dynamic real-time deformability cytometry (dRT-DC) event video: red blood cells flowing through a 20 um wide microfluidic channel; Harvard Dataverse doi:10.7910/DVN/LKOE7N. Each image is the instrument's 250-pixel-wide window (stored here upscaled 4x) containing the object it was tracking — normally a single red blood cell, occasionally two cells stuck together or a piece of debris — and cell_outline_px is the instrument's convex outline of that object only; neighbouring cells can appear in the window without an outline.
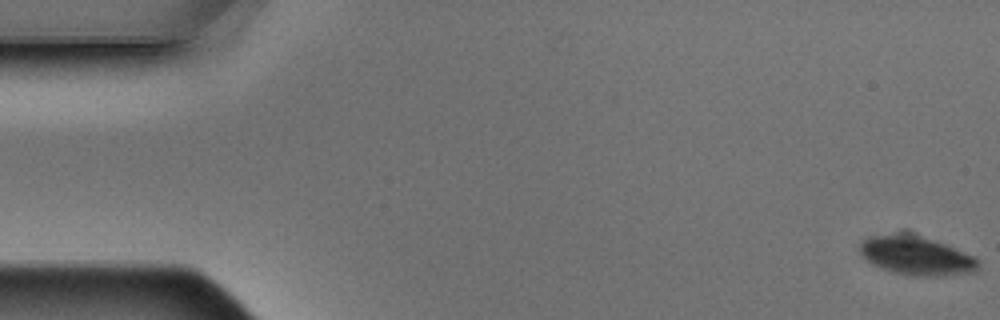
{"species": "Egyptian fruit bat (a non-hibernating species)", "species_latin": "Rousettus aegyptiacus", "temperature_condition": "warm", "stored_images_in_passage": 5, "camera_frame_rate_fps": 3000, "um_per_image_px": 0.085, "animal": {"sex": "male"}, "frame": {"image": 1, "passage_image": 1, "time_ms": 0.0, "image_size_px": [1000, 320], "cell_outline_px": [[976, 272], [944, 276], [916, 276], [892, 272], [868, 260], [860, 252], [860, 244], [868, 236], [920, 236], [944, 244], [972, 256], [976, 260]], "centroid_in_image_um": [77.91, 21.78], "position_along_channel_um": 7.1, "area_um2": 25.43}}
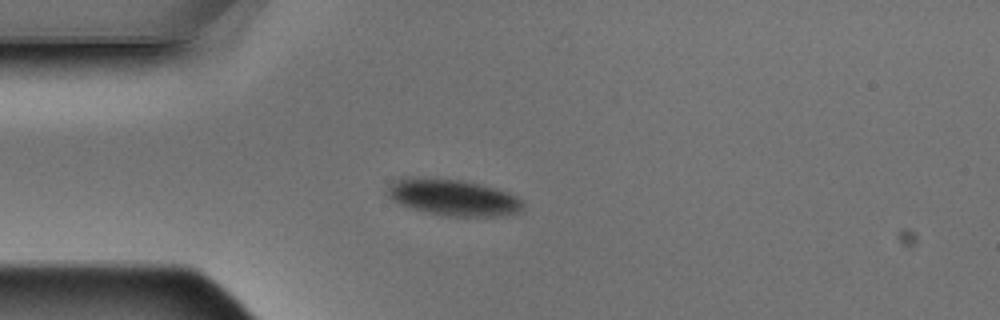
{"frame": {"image": 2, "passage_image": 5, "time_ms": 1.333, "image_size_px": [1000, 320], "cell_outline_px": [[524, 212], [500, 216], [440, 216], [412, 208], [400, 204], [392, 200], [388, 196], [388, 184], [400, 176], [404, 176], [464, 180], [496, 188], [508, 192], [524, 200]], "centroid_in_image_um": [38.53, 16.78], "position_along_channel_um": 46.5, "area_um2": 29.36}}